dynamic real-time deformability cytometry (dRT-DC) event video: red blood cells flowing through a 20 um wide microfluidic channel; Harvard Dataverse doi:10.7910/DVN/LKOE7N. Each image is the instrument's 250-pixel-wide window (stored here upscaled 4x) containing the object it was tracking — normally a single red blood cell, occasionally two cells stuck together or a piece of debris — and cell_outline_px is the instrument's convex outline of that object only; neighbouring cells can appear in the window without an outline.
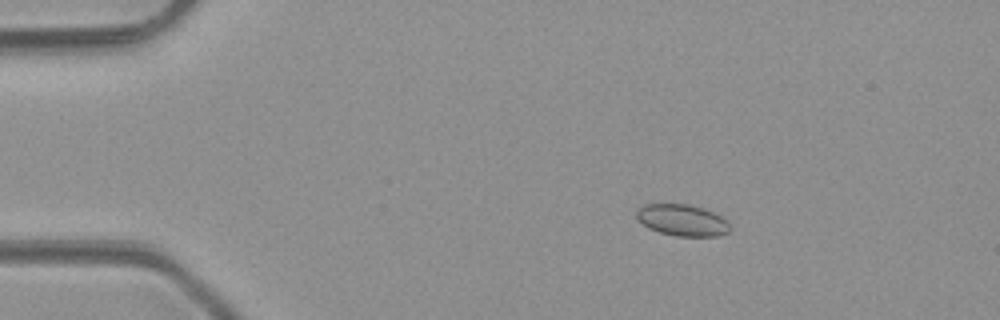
{"species": "common noctule bat (a hibernating species)", "species_latin": "Nyctalus noctula", "temperature_condition": "room temperature", "stored_images_in_passage": 5, "camera_frame_rate_fps": 3000, "um_per_image_px": 0.085, "animal": {"sex": "male", "body_mass_g": 23.1, "forearm_length_mm": 52.7}, "frame": {"image": 1, "passage_image": 2, "time_ms": 1.0, "image_size_px": [1000, 320], "cell_outline_px": [[732, 228], [728, 232], [720, 236], [676, 236], [660, 232], [648, 228], [636, 216], [636, 212], [644, 204], [688, 204], [704, 208], [728, 220]], "centroid_in_image_um": [58.04, 18.72], "position_along_channel_um": 27.0, "area_um2": 17.17}}
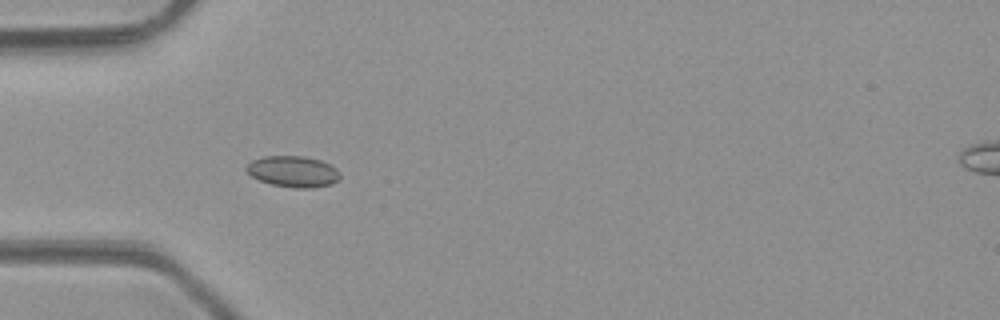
{"frame": {"image": 2, "passage_image": 4, "time_ms": 3.333, "image_size_px": [1000, 320], "cell_outline_px": [[340, 176], [332, 184], [312, 188], [292, 188], [272, 184], [260, 180], [252, 176], [244, 168], [252, 160], [264, 156], [304, 156], [320, 160], [332, 164], [340, 172]], "centroid_in_image_um": [24.93, 14.57], "position_along_channel_um": 60.1, "area_um2": 17.05}}
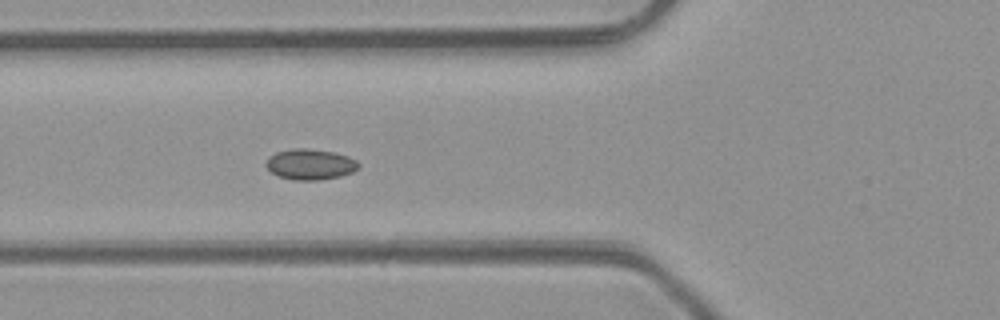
{"frame": {"image": 3, "passage_image": 5, "time_ms": 4.333, "image_size_px": [1000, 320], "cell_outline_px": [[360, 164], [352, 172], [340, 176], [320, 180], [292, 180], [276, 176], [264, 164], [268, 156], [276, 152], [292, 148], [308, 148], [332, 152], [348, 156], [356, 160]], "centroid_in_image_um": [26.32, 13.97], "position_along_channel_um": 99.5, "area_um2": 16.65}}